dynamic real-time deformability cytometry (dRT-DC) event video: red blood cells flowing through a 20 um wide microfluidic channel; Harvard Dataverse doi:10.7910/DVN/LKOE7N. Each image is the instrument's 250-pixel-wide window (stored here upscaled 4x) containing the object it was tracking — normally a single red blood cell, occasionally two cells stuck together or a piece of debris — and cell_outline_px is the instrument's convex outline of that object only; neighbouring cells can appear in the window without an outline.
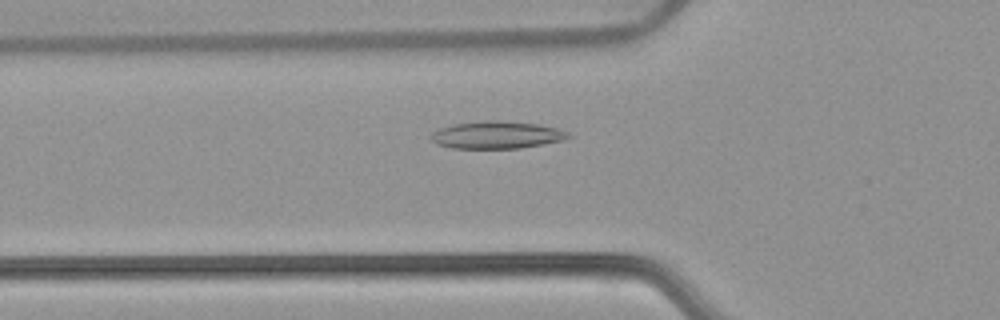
{"species": "common noctule bat (a hibernating species)", "species_latin": "Nyctalus noctula", "temperature_condition": "warm", "stored_images_in_passage": 44, "camera_frame_rate_fps": 3000, "um_per_image_px": 0.085, "animal": {"sex": "female", "body_mass_g": 22.7, "forearm_length_mm": 54.2}, "frame": {"image": 1, "passage_image": 9, "time_ms": 2.667, "image_size_px": [1000, 320], "cell_outline_px": [[572, 136], [564, 140], [544, 144], [520, 148], [452, 148], [436, 144], [428, 136], [432, 132], [440, 128], [452, 124], [484, 120], [500, 120], [540, 124], [556, 128], [568, 132]], "centroid_in_image_um": [42.21, 11.46], "position_along_channel_um": 83.6, "area_um2": 22.14}}
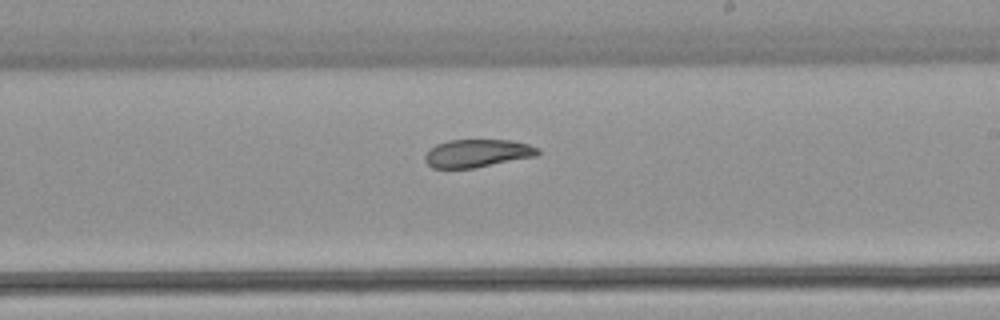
{"frame": {"image": 2, "passage_image": 22, "time_ms": 7.0, "image_size_px": [1000, 320], "cell_outline_px": [[540, 152], [536, 156], [472, 168], [432, 168], [424, 160], [424, 156], [428, 148], [436, 144], [448, 140], [512, 140], [528, 144], [540, 148]], "centroid_in_image_um": [40.54, 13.02], "position_along_channel_um": 248.5, "area_um2": 18.44}}
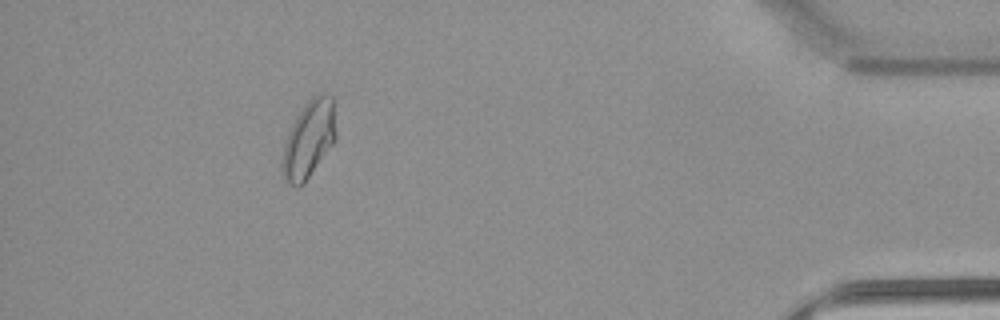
{"frame": {"image": 3, "passage_image": 39, "time_ms": 12.667, "image_size_px": [1000, 320], "cell_outline_px": [[336, 140], [304, 184], [296, 188], [288, 184], [284, 180], [280, 168], [280, 164], [284, 144], [288, 132], [296, 116], [304, 104], [316, 92], [324, 92], [332, 96], [336, 132]], "centroid_in_image_um": [26.23, 11.85], "position_along_channel_um": 409.0, "area_um2": 24.74}, "authors_computed_cell_mechanics": {"area_um2": 20.808, "velocity_mm_per_s": 3.8029, "shape_relaxation_time_tau1_ms": null, "shape_relaxation_time_tau2_ms": 4.9038, "deformation_change_tau1": null, "deformation_change_tau2": 0.0955}}